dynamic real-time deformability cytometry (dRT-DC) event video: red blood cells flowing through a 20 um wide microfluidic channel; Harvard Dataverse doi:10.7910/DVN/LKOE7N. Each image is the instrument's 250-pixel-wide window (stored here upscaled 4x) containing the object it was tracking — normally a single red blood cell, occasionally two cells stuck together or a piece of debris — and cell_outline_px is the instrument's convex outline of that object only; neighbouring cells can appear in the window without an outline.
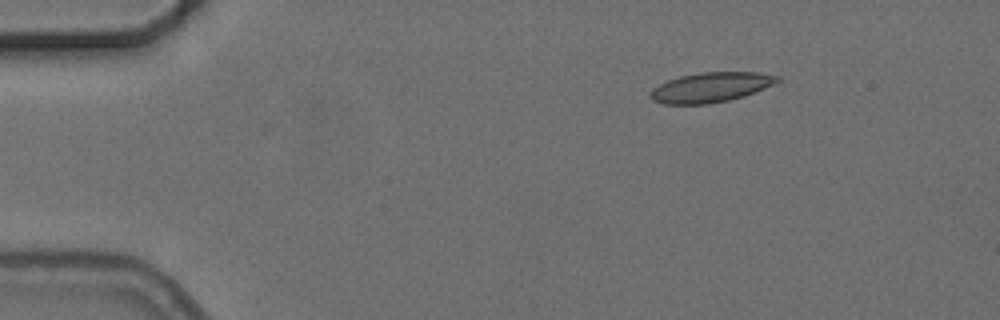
{"species": "common noctule bat (a hibernating species)", "species_latin": "Nyctalus noctula", "temperature_condition": "cold", "stored_images_in_passage": 2, "camera_frame_rate_fps": 3000, "um_per_image_px": 0.085, "animal": {"sex": "female", "body_mass_g": 24.6, "forearm_length_mm": 56.2}, "frame": {"image": 1, "passage_image": 1, "time_ms": 0.0, "image_size_px": [1000, 320], "cell_outline_px": [[780, 80], [764, 88], [744, 96], [728, 100], [708, 104], [664, 104], [652, 100], [648, 96], [652, 88], [668, 80], [680, 76], [700, 72], [760, 72], [780, 76]], "centroid_in_image_um": [60.39, 7.42], "position_along_channel_um": 24.6, "area_um2": 22.08}}